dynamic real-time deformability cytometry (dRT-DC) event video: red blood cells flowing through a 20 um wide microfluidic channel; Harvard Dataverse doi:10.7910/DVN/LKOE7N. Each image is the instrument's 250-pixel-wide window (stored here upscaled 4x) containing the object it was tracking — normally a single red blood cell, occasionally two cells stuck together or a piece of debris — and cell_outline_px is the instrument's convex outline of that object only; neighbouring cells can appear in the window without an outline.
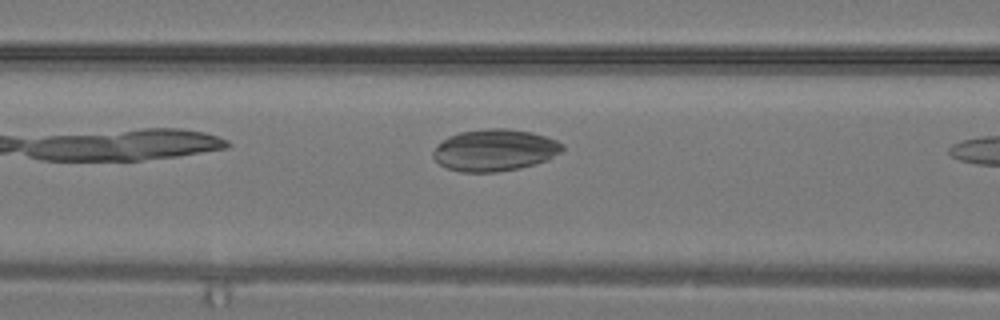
{"species": "common noctule bat (a hibernating species)", "species_latin": "Nyctalus noctula", "temperature_condition": "warm", "stored_images_in_passage": 8, "camera_frame_rate_fps": 3000, "um_per_image_px": 0.085, "animal": {"sex": "male", "body_mass_g": 19.2, "forearm_length_mm": 51.8}, "frame": {"image": 1, "passage_image": 7, "time_ms": 2.0, "image_size_px": [1000, 320], "cell_outline_px": [[564, 148], [560, 152], [548, 160], [520, 168], [496, 172], [460, 172], [448, 168], [440, 164], [432, 156], [432, 152], [448, 136], [460, 132], [484, 128], [508, 128], [532, 132], [556, 140], [564, 144]], "centroid_in_image_um": [42.06, 12.76], "position_along_channel_um": 124.5, "area_um2": 31.5}}